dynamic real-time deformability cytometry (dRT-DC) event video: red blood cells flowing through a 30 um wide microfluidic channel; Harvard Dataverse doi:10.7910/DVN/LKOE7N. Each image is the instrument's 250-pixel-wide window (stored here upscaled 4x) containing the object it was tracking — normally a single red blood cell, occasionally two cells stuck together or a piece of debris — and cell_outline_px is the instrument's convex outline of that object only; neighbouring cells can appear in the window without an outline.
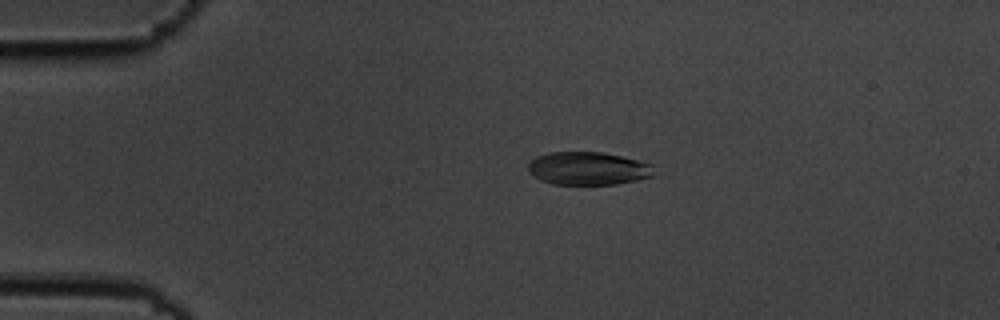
{"species": "common noctule bat (a hibernating species)", "species_latin": "Nyctalus noctula", "temperature_condition": "cold", "stored_images_in_passage": 4, "camera_frame_rate_fps": 3000, "um_per_image_px": 0.085, "animal": {"sex": "male", "body_mass_g": 19.5, "forearm_length_mm": 54.6}, "frame": {"image": 1, "passage_image": 3, "time_ms": 0.667, "image_size_px": [1000, 320], "cell_outline_px": [[656, 176], [616, 184], [552, 184], [540, 180], [532, 176], [528, 172], [528, 164], [536, 156], [548, 152], [604, 152], [656, 164]], "centroid_in_image_um": [50.04, 14.31], "position_along_channel_um": 35.0, "area_um2": 24.74}}